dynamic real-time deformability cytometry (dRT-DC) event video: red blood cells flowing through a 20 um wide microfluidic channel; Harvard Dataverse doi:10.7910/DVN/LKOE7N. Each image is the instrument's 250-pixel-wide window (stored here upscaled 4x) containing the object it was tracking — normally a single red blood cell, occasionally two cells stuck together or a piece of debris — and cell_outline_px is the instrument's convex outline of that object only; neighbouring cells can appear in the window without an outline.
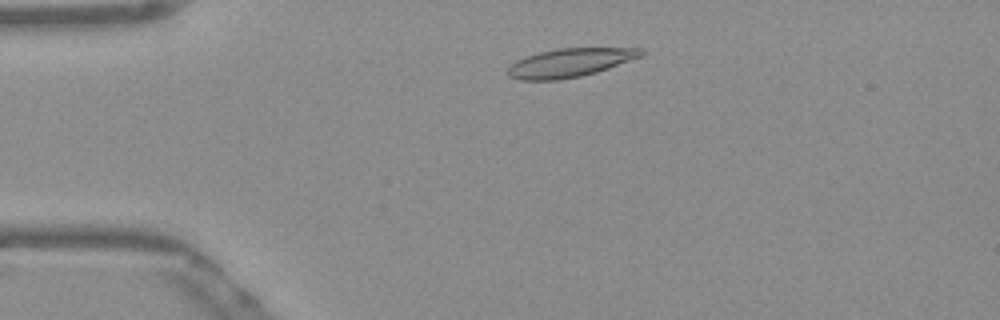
{"species": "Egyptian fruit bat (a non-hibernating species)", "species_latin": "Rousettus aegyptiacus", "temperature_condition": "warm", "stored_images_in_passage": 42, "camera_frame_rate_fps": 3000, "um_per_image_px": 0.085, "frame": {"image": 1, "passage_image": 1, "time_ms": 0.0, "image_size_px": [1000, 320], "cell_outline_px": [[644, 56], [596, 72], [580, 76], [560, 80], [520, 80], [508, 76], [504, 72], [516, 60], [540, 52], [556, 48], [644, 48]], "centroid_in_image_um": [48.44, 5.33], "position_along_channel_um": 36.6, "area_um2": 22.31}}
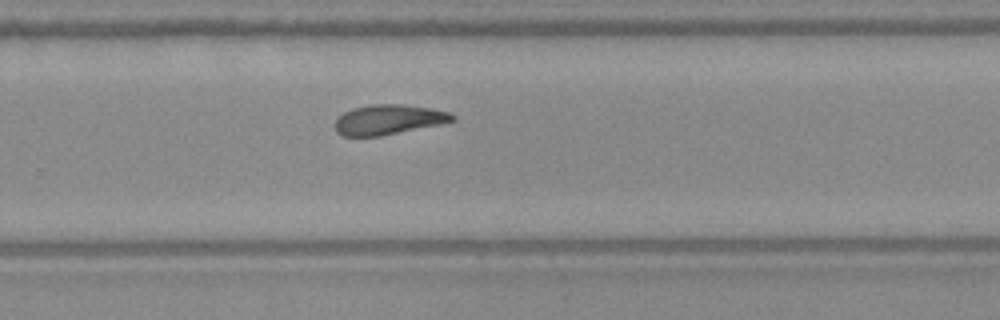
{"frame": {"image": 2, "passage_image": 24, "time_ms": 7.667, "image_size_px": [1000, 320], "cell_outline_px": [[456, 120], [440, 124], [380, 136], [340, 136], [336, 132], [336, 120], [344, 112], [352, 108], [372, 104], [400, 104], [432, 108], [448, 112], [456, 116]], "centroid_in_image_um": [33.02, 10.16], "position_along_channel_um": 296.8, "area_um2": 20.4}}
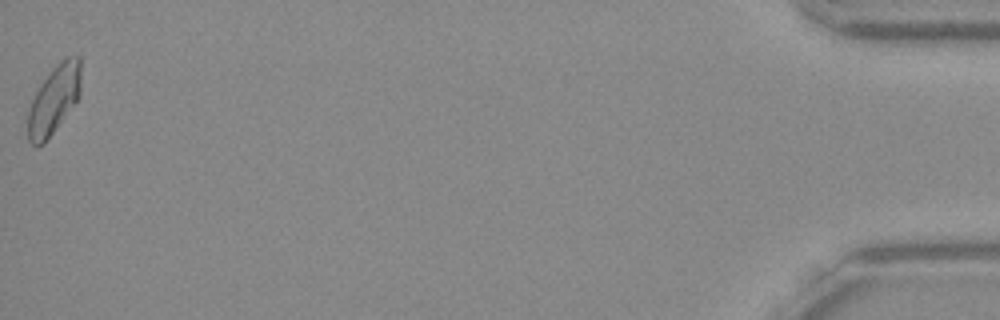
{"frame": {"image": 3, "passage_image": 42, "time_ms": 13.667, "image_size_px": [1000, 320], "cell_outline_px": [[80, 96], [44, 144], [36, 148], [28, 140], [28, 108], [40, 84], [52, 68], [60, 60], [76, 52], [80, 56]], "centroid_in_image_um": [4.59, 8.44], "position_along_channel_um": 430.6, "area_um2": 21.33}, "authors_computed_cell_mechanics": {"area_um2": 20.808, "velocity_mm_per_s": 3.8596, "shape_relaxation_time_tau1_ms": null, "shape_relaxation_time_tau2_ms": 3.0638, "deformation_change_tau1": null, "deformation_change_tau2": 0.1057}}